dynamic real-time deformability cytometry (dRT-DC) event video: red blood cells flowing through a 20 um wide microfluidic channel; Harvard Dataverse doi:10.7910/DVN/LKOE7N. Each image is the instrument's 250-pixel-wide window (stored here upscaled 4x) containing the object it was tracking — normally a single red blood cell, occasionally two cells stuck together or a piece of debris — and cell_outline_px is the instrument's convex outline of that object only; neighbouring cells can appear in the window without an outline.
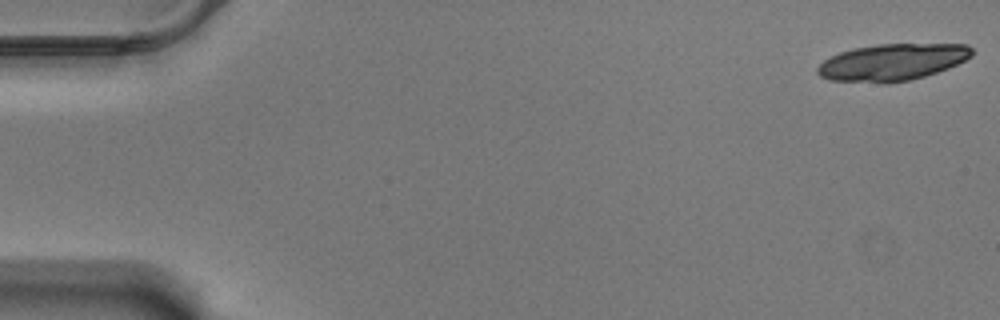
{"species": "Egyptian fruit bat (a non-hibernating species)", "species_latin": "Rousettus aegyptiacus", "temperature_condition": "warm", "stored_images_in_passage": 20, "camera_frame_rate_fps": 3000, "um_per_image_px": 0.085, "animal": {"sex": "male"}, "frame": {"image": 1, "passage_image": 1, "time_ms": 0.0, "image_size_px": [1000, 320], "cell_outline_px": [[972, 56], [948, 68], [924, 76], [908, 80], [888, 84], [880, 84], [828, 80], [820, 76], [816, 72], [816, 68], [824, 60], [840, 52], [856, 48], [876, 44], [968, 44], [972, 48]], "centroid_in_image_um": [75.81, 5.3], "position_along_channel_um": 9.2, "area_um2": 33.23}}